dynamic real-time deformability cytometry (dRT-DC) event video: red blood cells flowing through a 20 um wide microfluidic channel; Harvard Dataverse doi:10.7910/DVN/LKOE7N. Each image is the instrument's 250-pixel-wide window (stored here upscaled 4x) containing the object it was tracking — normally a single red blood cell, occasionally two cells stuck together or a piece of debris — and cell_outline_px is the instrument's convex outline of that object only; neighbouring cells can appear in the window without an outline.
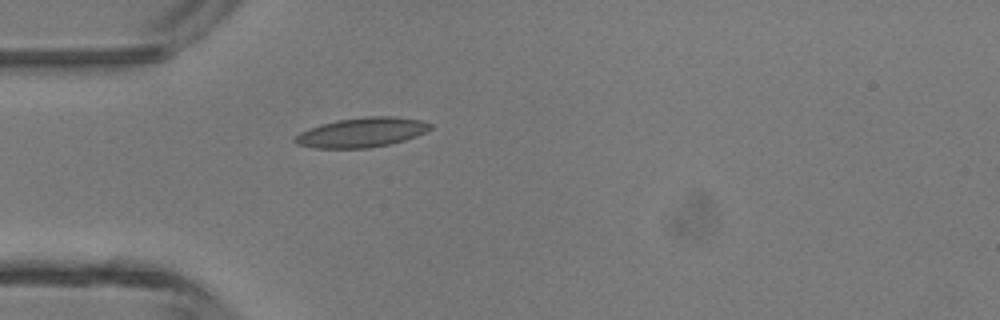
{"species": "common noctule bat (a hibernating species)", "species_latin": "Nyctalus noctula", "temperature_condition": "room temperature", "stored_images_in_passage": 6, "camera_frame_rate_fps": 3000, "um_per_image_px": 0.085, "animal": {"sex": "male", "body_mass_g": 13.3}, "frame": {"image": 1, "passage_image": 6, "time_ms": 1.667, "image_size_px": [1000, 320], "cell_outline_px": [[432, 128], [416, 136], [404, 140], [388, 144], [368, 148], [316, 148], [296, 144], [292, 140], [300, 132], [308, 128], [320, 124], [336, 120], [364, 116], [396, 116], [420, 120], [432, 124]], "centroid_in_image_um": [30.72, 11.24], "position_along_channel_um": 54.3, "area_um2": 23.41}}